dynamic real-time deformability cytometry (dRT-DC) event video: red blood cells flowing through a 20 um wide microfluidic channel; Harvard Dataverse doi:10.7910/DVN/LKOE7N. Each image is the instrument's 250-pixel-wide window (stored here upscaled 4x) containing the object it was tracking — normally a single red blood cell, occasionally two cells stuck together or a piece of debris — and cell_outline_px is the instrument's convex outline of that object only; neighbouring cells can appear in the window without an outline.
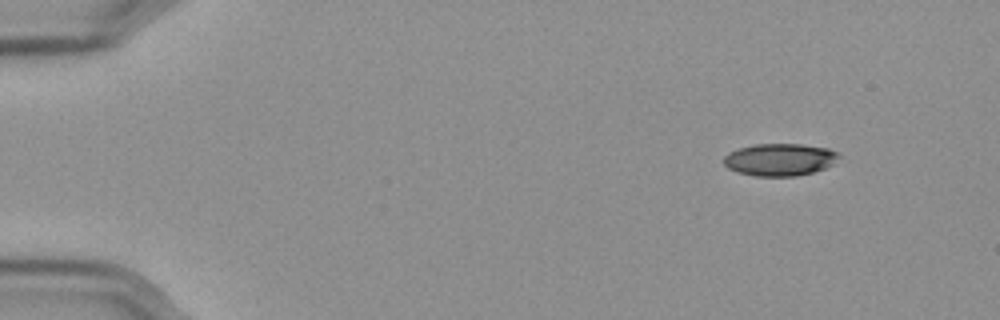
{"species": "Egyptian fruit bat (a non-hibernating species)", "species_latin": "Rousettus aegyptiacus", "temperature_condition": "cold", "stored_images_in_passage": 52, "camera_frame_rate_fps": 3000, "um_per_image_px": 0.085, "frame": {"image": 1, "passage_image": 1, "time_ms": 0.0, "image_size_px": [1000, 320], "cell_outline_px": [[840, 156], [832, 164], [824, 168], [812, 172], [796, 176], [756, 176], [736, 172], [728, 168], [724, 164], [724, 156], [728, 152], [740, 148], [756, 144], [800, 144], [828, 148], [840, 152]], "centroid_in_image_um": [66.28, 13.56], "position_along_channel_um": 18.7, "area_um2": 21.68}}
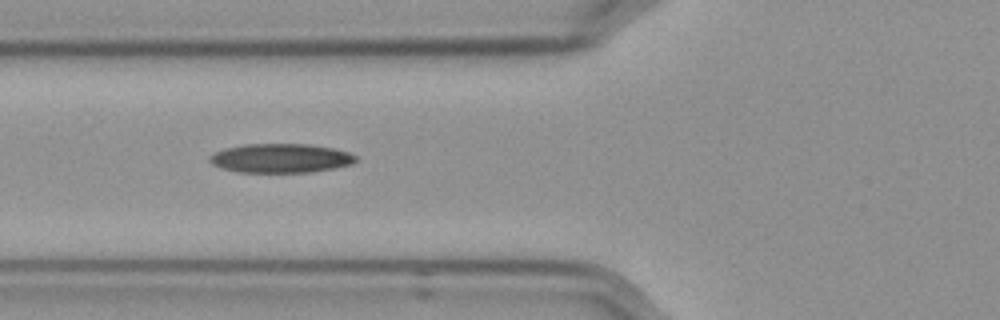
{"frame": {"image": 2, "passage_image": 17, "time_ms": 5.333, "image_size_px": [1000, 320], "cell_outline_px": [[356, 160], [352, 164], [332, 168], [308, 172], [240, 172], [220, 168], [212, 164], [208, 160], [208, 156], [224, 148], [244, 144], [312, 144], [336, 148], [348, 152], [356, 156]], "centroid_in_image_um": [23.83, 13.43], "position_along_channel_um": 102.0, "area_um2": 24.85}}
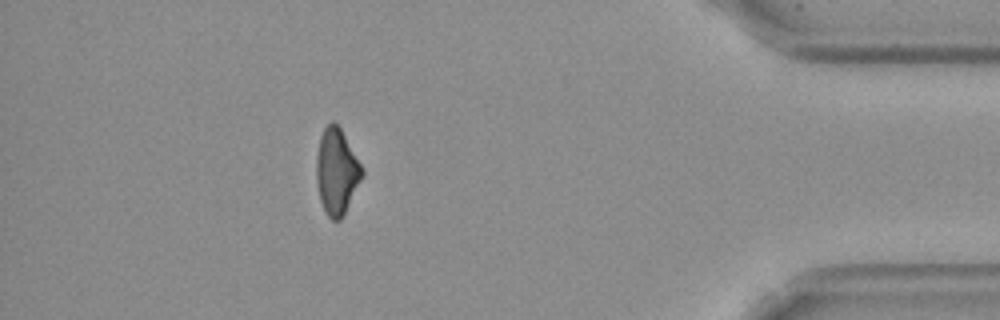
{"frame": {"image": 3, "passage_image": 46, "time_ms": 15.0, "image_size_px": [1000, 320], "cell_outline_px": [[364, 176], [340, 220], [332, 220], [328, 216], [320, 200], [316, 176], [316, 156], [320, 136], [324, 128], [332, 120], [340, 128], [360, 164], [364, 172]], "centroid_in_image_um": [28.6, 14.58], "position_along_channel_um": 406.6, "area_um2": 22.48}, "authors_computed_cell_mechanics": {"area_um2": 24.1315, "velocity_mm_per_s": 3.5896, "shape_relaxation_time_tau1_ms": 7.382, "shape_relaxation_time_tau2_ms": 5.4471, "deformation_change_tau1": 0.1735, "deformation_change_tau2": 0.1493}}